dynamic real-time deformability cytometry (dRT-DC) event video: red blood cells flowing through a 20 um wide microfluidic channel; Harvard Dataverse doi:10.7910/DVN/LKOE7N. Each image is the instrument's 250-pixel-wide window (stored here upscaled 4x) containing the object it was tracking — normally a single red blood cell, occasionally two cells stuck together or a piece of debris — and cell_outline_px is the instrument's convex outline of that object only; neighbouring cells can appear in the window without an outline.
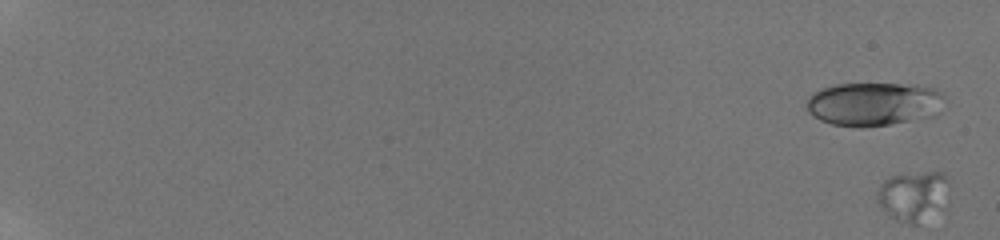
{"species": "human", "species_latin": "Homo sapiens", "temperature_condition": "room temperature", "stored_images_in_passage": 3, "segment_of_instrument_passage": [2, 2], "camera_frame_rate_fps": 3000, "um_per_image_px": 0.085, "donor": {"sex": "male"}, "frame": {"image": 1, "passage_image": 3, "time_ms": 0.667, "image_size_px": [1000, 240], "cell_outline_px": [[948, 184], [916, 224], [900, 224], [880, 208], [876, 196], [876, 192], [880, 184], [888, 176], [924, 172], [944, 172], [948, 180]], "centroid_in_image_um": [77.36, 16.57], "position_along_channel_um": 7.6, "area_um2": 19.07}}